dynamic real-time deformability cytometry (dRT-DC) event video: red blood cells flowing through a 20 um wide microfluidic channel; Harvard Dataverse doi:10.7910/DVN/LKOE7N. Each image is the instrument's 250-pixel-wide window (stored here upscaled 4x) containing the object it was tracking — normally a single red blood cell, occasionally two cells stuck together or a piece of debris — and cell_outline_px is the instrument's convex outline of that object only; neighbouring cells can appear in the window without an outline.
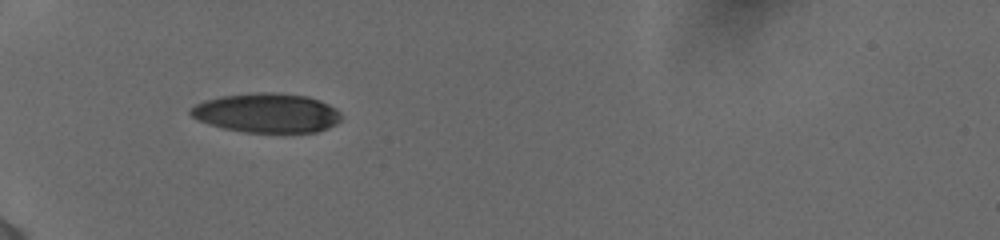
{"species": "human", "species_latin": "Homo sapiens", "temperature_condition": "cold", "stored_images_in_passage": 10, "camera_frame_rate_fps": 3000, "um_per_image_px": 0.085, "donor": {"sex": "female"}, "frame": {"image": 1, "passage_image": 6, "time_ms": 1.667, "image_size_px": [1000, 240], "cell_outline_px": [[340, 120], [336, 124], [328, 128], [316, 132], [244, 132], [224, 128], [208, 124], [192, 116], [188, 112], [188, 108], [204, 100], [224, 96], [256, 92], [272, 92], [308, 96], [320, 100], [336, 108], [340, 112]], "centroid_in_image_um": [22.68, 9.59], "position_along_channel_um": 62.3, "area_um2": 34.56}}
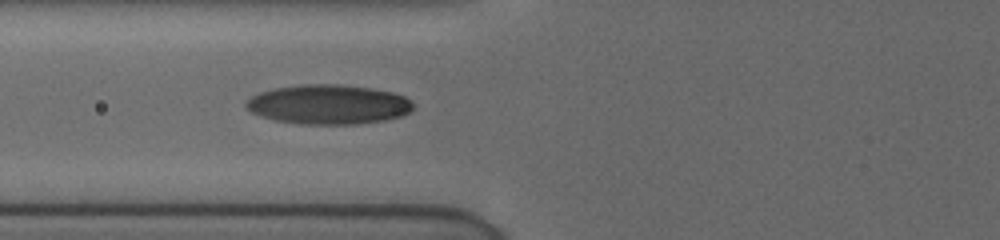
{"frame": {"image": 2, "passage_image": 10, "time_ms": 3.0, "image_size_px": [1000, 240], "cell_outline_px": [[412, 108], [408, 112], [400, 116], [384, 120], [356, 124], [300, 124], [276, 120], [260, 116], [252, 112], [244, 104], [252, 96], [260, 92], [276, 88], [300, 84], [340, 84], [372, 88], [392, 92], [404, 96], [412, 104]], "centroid_in_image_um": [27.9, 8.87], "position_along_channel_um": 97.9, "area_um2": 38.26}}